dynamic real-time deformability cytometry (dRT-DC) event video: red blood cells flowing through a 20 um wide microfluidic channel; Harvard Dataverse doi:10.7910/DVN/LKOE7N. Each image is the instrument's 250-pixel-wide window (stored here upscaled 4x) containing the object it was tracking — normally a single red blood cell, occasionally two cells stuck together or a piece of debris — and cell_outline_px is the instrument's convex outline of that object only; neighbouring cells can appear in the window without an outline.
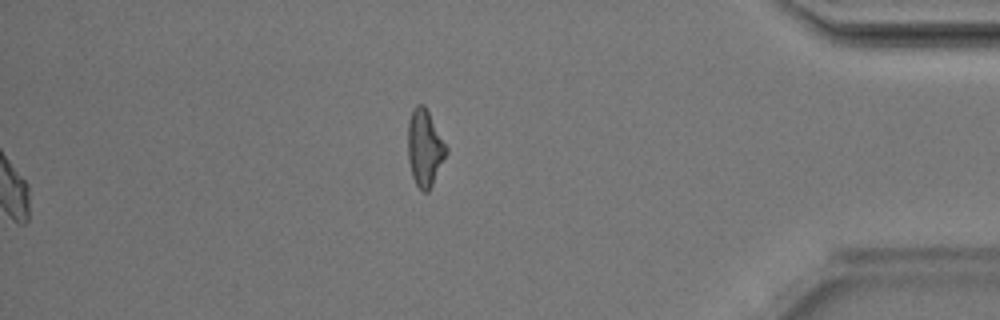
{"species": "Egyptian fruit bat (a non-hibernating species)", "species_latin": "Rousettus aegyptiacus", "temperature_condition": "room temperature", "stored_images_in_passage": 49, "segment_of_instrument_passage": [2, 2], "camera_frame_rate_fps": 3000, "um_per_image_px": 0.085, "animal": {"sex": "male"}, "frame": {"image": 1, "passage_image": 49, "time_ms": 16.0, "image_size_px": [1000, 320], "cell_outline_px": [[448, 152], [428, 192], [424, 192], [416, 184], [412, 176], [408, 160], [408, 120], [412, 108], [416, 104], [424, 104], [448, 148]], "centroid_in_image_um": [36.09, 12.54], "position_along_channel_um": 399.1, "area_um2": 17.11}}